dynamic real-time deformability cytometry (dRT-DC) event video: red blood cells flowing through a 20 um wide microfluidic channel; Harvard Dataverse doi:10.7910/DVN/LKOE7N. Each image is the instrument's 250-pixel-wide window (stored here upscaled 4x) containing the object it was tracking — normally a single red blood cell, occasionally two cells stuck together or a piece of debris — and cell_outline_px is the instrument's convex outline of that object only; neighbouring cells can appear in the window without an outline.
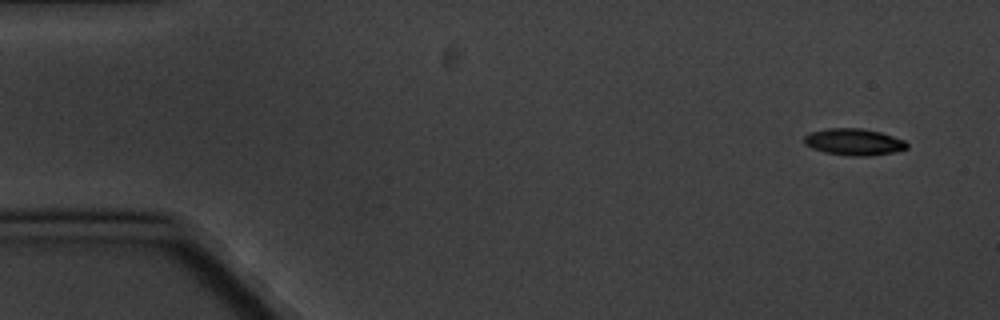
{"species": "common noctule bat (a hibernating species)", "species_latin": "Nyctalus noctula", "temperature_condition": "cold", "stored_images_in_passage": 4, "camera_frame_rate_fps": 3000, "um_per_image_px": 0.085, "animal": {"sex": "male", "body_mass_g": 20.1, "forearm_length_mm": 53.5}, "frame": {"image": 1, "passage_image": 1, "time_ms": 0.0, "image_size_px": [1000, 320], "cell_outline_px": [[908, 148], [892, 152], [868, 156], [848, 156], [824, 152], [812, 148], [804, 144], [804, 136], [812, 132], [828, 128], [860, 128], [880, 132], [904, 140], [908, 144]], "centroid_in_image_um": [72.56, 12.07], "position_along_channel_um": 12.4, "area_um2": 15.9}}